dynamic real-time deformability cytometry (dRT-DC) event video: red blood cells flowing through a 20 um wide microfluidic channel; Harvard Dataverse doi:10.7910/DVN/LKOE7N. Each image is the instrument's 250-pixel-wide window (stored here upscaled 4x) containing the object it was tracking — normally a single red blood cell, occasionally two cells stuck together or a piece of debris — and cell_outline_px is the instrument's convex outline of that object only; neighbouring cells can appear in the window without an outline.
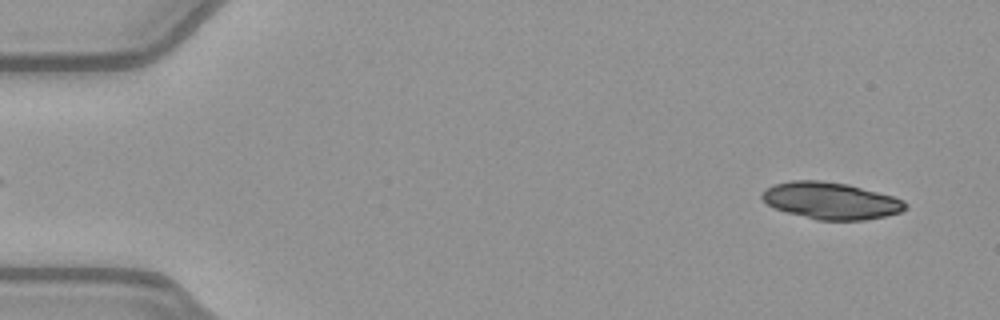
{"species": "common noctule bat (a hibernating species)", "species_latin": "Nyctalus noctula", "temperature_condition": "warm", "stored_images_in_passage": 50, "camera_frame_rate_fps": 3000, "um_per_image_px": 0.085, "animal": {"sex": "female", "body_mass_g": 21.9}, "frame": {"image": 1, "passage_image": 3, "time_ms": 0.667, "image_size_px": [1000, 320], "cell_outline_px": [[908, 208], [900, 212], [884, 216], [864, 220], [816, 220], [772, 208], [760, 196], [760, 192], [764, 188], [772, 184], [792, 180], [820, 180], [848, 184], [892, 196], [904, 200], [908, 204]], "centroid_in_image_um": [70.58, 17.05], "position_along_channel_um": 14.4, "area_um2": 31.04}}
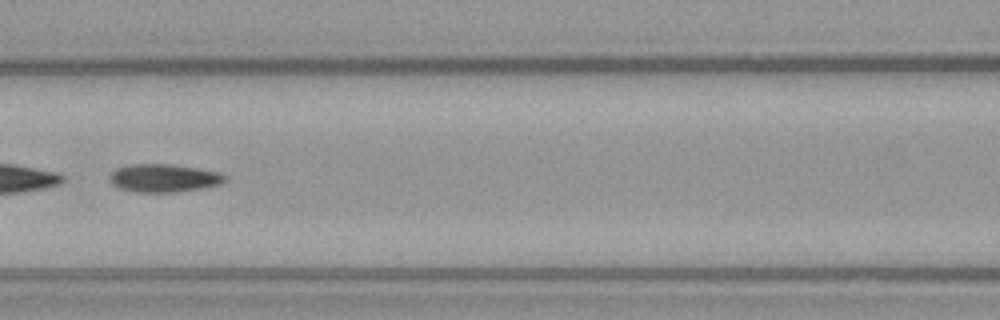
{"frame": {"image": 2, "passage_image": 23, "time_ms": 7.333, "image_size_px": [1000, 320], "cell_outline_px": [[228, 180], [220, 184], [204, 188], [176, 192], [136, 192], [120, 188], [112, 184], [108, 176], [116, 168], [128, 164], [168, 164], [196, 168], [220, 172], [228, 176]], "centroid_in_image_um": [13.95, 15.13], "position_along_channel_um": 152.7, "area_um2": 19.02}}
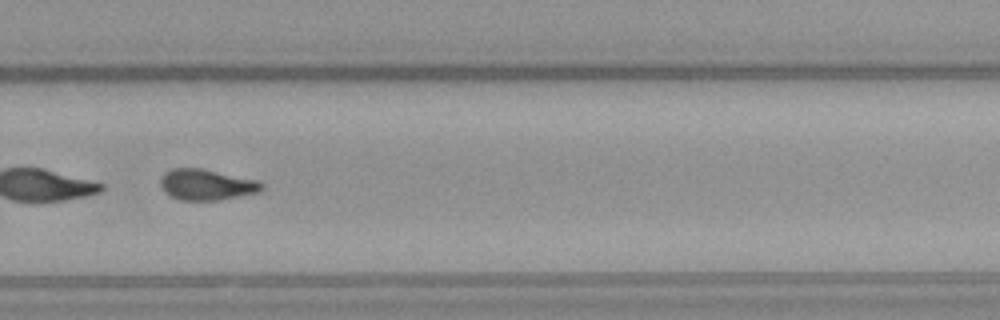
{"frame": {"image": 3, "passage_image": 35, "time_ms": 11.333, "image_size_px": [1000, 320], "cell_outline_px": [[264, 188], [260, 192], [220, 200], [180, 200], [172, 196], [160, 184], [160, 176], [164, 172], [172, 168], [204, 168], [260, 180], [264, 184]], "centroid_in_image_um": [17.62, 15.67], "position_along_channel_um": 312.2, "area_um2": 18.5}, "authors_computed_cell_mechanics": {"area_um2": 24.1893, "velocity_mm_per_s": 3.997, "shape_relaxation_time_tau1_ms": null, "shape_relaxation_time_tau2_ms": 2.6309, "deformation_change_tau1": null, "deformation_change_tau2": 0.0906}}